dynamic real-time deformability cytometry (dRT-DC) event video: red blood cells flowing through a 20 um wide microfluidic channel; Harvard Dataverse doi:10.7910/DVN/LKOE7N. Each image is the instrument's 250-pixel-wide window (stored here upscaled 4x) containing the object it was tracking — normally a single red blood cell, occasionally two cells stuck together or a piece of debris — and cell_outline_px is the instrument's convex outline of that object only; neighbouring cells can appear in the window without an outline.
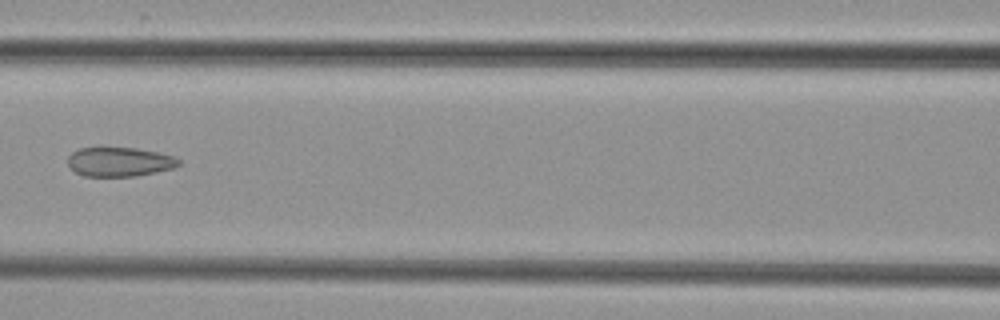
{"species": "common noctule bat (a hibernating species)", "species_latin": "Nyctalus noctula", "temperature_condition": "cold", "stored_images_in_passage": 7, "camera_frame_rate_fps": 3000, "um_per_image_px": 0.085, "animal": {"sex": "female", "body_mass_g": 29.2, "forearm_length_mm": 56.3}, "frame": {"image": 1, "passage_image": 7, "time_ms": 7.667, "image_size_px": [1000, 320], "cell_outline_px": [[180, 164], [172, 168], [156, 172], [136, 176], [84, 176], [76, 172], [68, 164], [68, 156], [72, 152], [80, 148], [100, 144], [136, 148], [160, 152], [172, 156], [180, 160]], "centroid_in_image_um": [10.11, 13.7], "position_along_channel_um": 156.5, "area_um2": 19.59}}